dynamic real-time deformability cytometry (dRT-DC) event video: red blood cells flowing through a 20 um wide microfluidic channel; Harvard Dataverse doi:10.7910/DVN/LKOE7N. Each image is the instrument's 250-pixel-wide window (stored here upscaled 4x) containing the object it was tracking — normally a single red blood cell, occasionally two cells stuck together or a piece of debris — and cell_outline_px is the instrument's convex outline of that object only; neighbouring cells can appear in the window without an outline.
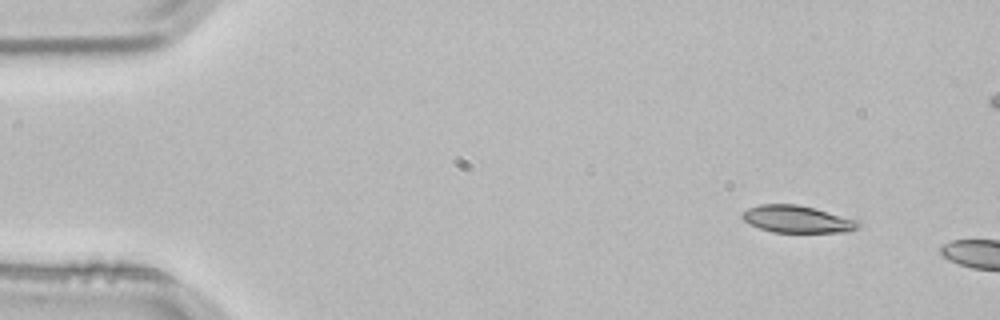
{"species": "common noctule bat (a hibernating species)", "species_latin": "Nyctalus noctula", "temperature_condition": "room temperature", "stored_images_in_passage": 2, "camera_frame_rate_fps": 3000, "um_per_image_px": 0.085, "animal": {"sex": "male", "body_mass_g": 21.5, "forearm_length_mm": 52.0}, "frame": {"image": 1, "passage_image": 1, "time_ms": 0.0, "image_size_px": [1000, 320], "cell_outline_px": [[860, 224], [856, 228], [848, 232], [772, 232], [748, 224], [740, 216], [748, 208], [760, 204], [796, 204], [860, 220]], "centroid_in_image_um": [67.74, 18.63], "position_along_channel_um": 17.3, "area_um2": 18.26}}